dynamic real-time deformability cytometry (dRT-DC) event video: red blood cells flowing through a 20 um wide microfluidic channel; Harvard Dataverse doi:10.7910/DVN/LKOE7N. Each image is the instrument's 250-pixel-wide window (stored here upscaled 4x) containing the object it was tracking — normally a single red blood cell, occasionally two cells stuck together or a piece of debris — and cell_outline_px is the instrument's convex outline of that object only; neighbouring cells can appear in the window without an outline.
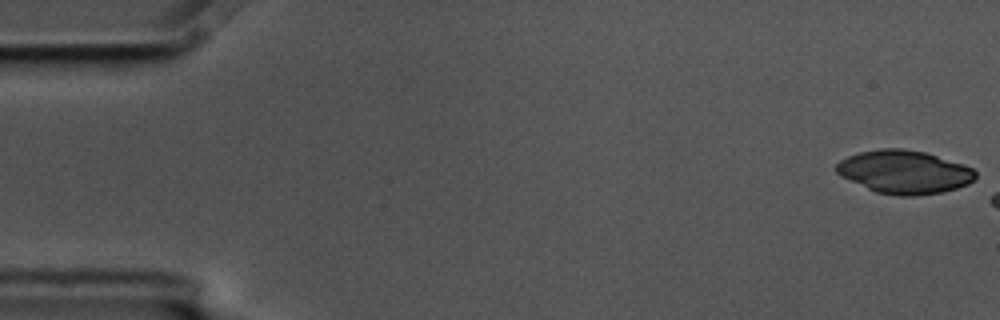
{"species": "common noctule bat (a hibernating species)", "species_latin": "Nyctalus noctula", "temperature_condition": "cold", "stored_images_in_passage": 3, "camera_frame_rate_fps": 3000, "um_per_image_px": 0.085, "animal": {"sex": "male", "body_mass_g": 17.5, "forearm_length_mm": 52.3}, "frame": {"image": 1, "passage_image": 1, "time_ms": 0.0, "image_size_px": [1000, 320], "cell_outline_px": [[976, 176], [968, 184], [956, 188], [940, 192], [916, 196], [900, 196], [876, 192], [840, 176], [836, 172], [836, 164], [840, 160], [848, 156], [860, 152], [880, 148], [900, 148], [924, 152], [972, 168], [976, 172]], "centroid_in_image_um": [76.82, 14.62], "position_along_channel_um": 8.2, "area_um2": 34.68}}